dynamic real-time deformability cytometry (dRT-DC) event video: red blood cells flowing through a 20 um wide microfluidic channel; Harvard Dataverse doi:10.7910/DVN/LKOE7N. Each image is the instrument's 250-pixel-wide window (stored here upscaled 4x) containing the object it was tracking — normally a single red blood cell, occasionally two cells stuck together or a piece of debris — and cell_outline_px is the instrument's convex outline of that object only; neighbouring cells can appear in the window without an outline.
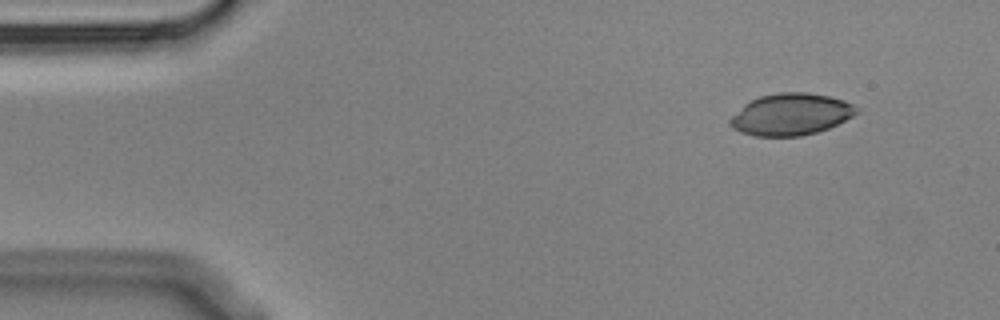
{"species": "Egyptian fruit bat (a non-hibernating species)", "species_latin": "Rousettus aegyptiacus", "temperature_condition": "cold", "stored_images_in_passage": 6, "camera_frame_rate_fps": 3000, "um_per_image_px": 0.085, "animal": {"sex": "male"}, "frame": {"image": 1, "passage_image": 2, "time_ms": 0.333, "image_size_px": [1000, 320], "cell_outline_px": [[860, 112], [828, 128], [816, 132], [800, 136], [756, 136], [740, 132], [732, 128], [728, 124], [728, 120], [744, 104], [760, 96], [780, 92], [808, 92], [828, 96], [844, 100], [852, 104]], "centroid_in_image_um": [67.2, 9.72], "position_along_channel_um": 17.8, "area_um2": 30.63}}
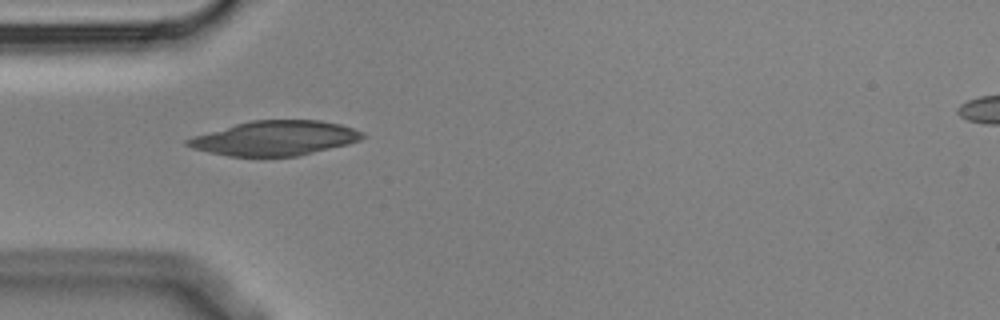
{"frame": {"image": 2, "passage_image": 5, "time_ms": 1.333, "image_size_px": [1000, 320], "cell_outline_px": [[364, 136], [360, 140], [348, 144], [296, 156], [228, 156], [192, 148], [184, 144], [184, 140], [192, 136], [236, 124], [252, 120], [320, 120], [340, 124], [364, 132]], "centroid_in_image_um": [23.35, 11.74], "position_along_channel_um": 61.6, "area_um2": 35.08}}
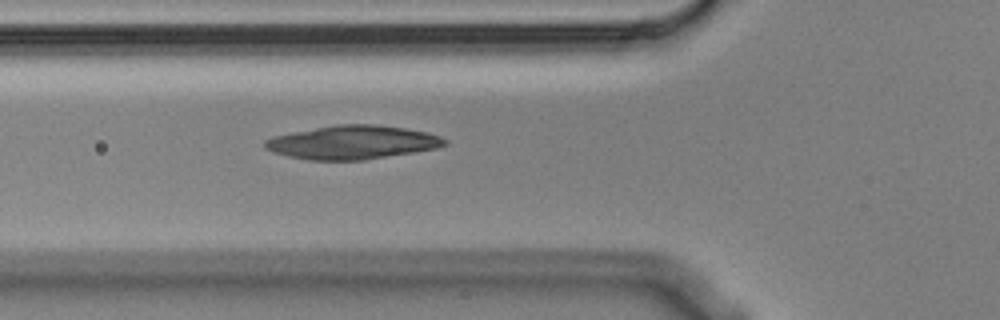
{"frame": {"image": 3, "passage_image": 6, "time_ms": 1.667, "image_size_px": [1000, 320], "cell_outline_px": [[448, 144], [436, 148], [364, 160], [308, 160], [288, 156], [264, 148], [264, 140], [272, 136], [292, 132], [336, 124], [376, 124], [404, 128], [428, 132], [440, 136], [448, 140]], "centroid_in_image_um": [29.96, 12.09], "position_along_channel_um": 95.8, "area_um2": 35.2}}